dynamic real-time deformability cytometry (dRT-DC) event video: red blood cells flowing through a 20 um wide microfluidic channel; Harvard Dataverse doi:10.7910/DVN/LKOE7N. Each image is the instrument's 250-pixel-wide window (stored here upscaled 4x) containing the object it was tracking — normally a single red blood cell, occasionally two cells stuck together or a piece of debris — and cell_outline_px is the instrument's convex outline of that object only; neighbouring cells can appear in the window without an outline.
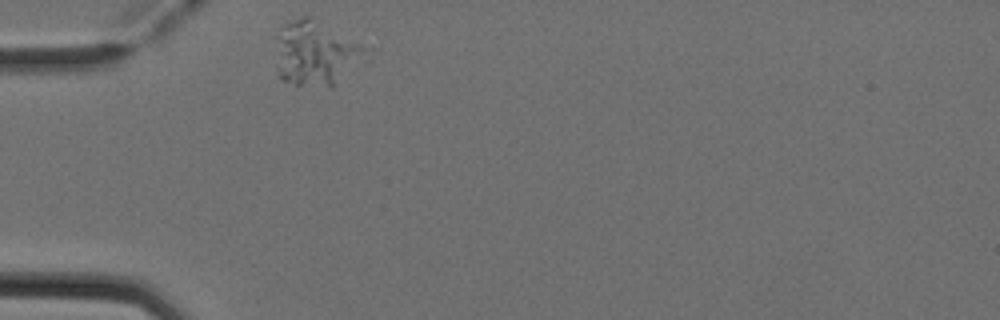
{"species": "Egyptian fruit bat (a non-hibernating species)", "species_latin": "Rousettus aegyptiacus", "temperature_condition": "cold", "stored_images_in_passage": 1, "camera_frame_rate_fps": 3000, "um_per_image_px": 0.085, "animal": {"sex": "female"}, "frame": {"image": 1, "passage_image": 1, "time_ms": 0.0, "image_size_px": [1000, 320], "cell_outline_px": [[360, 48], [332, 88], [328, 88], [296, 84], [280, 80], [276, 72], [276, 68], [280, 40], [284, 24], [292, 20], [304, 16], [308, 16], [360, 44]], "centroid_in_image_um": [26.63, 4.55], "position_along_channel_um": 58.4, "area_um2": 30.81}}